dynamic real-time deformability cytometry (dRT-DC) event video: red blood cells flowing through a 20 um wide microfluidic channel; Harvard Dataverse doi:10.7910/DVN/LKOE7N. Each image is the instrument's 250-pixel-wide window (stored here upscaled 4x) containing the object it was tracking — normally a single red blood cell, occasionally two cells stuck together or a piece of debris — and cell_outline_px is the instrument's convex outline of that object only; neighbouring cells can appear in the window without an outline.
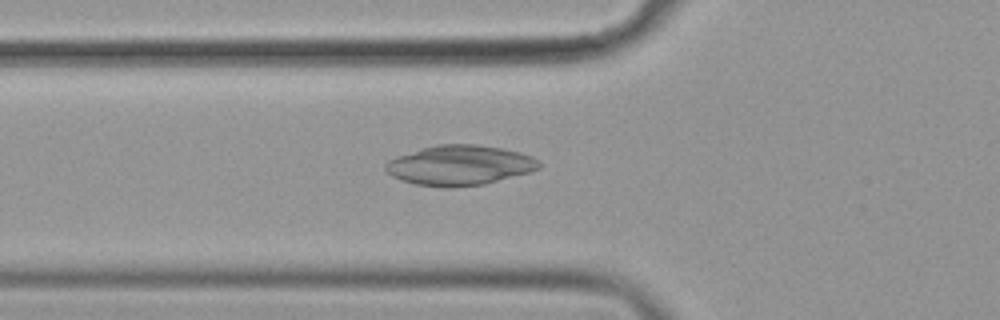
{"species": "common noctule bat (a hibernating species)", "species_latin": "Nyctalus noctula", "temperature_condition": "cold", "stored_images_in_passage": 48, "camera_frame_rate_fps": 3000, "um_per_image_px": 0.085, "animal": {"sex": "female", "body_mass_g": 19.9}, "frame": {"image": 1, "passage_image": 12, "time_ms": 3.667, "image_size_px": [1000, 320], "cell_outline_px": [[540, 168], [528, 172], [484, 184], [448, 188], [444, 188], [416, 184], [400, 180], [392, 176], [384, 168], [384, 164], [388, 160], [396, 156], [436, 144], [476, 144], [500, 148], [520, 152], [532, 156], [540, 160]], "centroid_in_image_um": [39.05, 14.05], "position_along_channel_um": 86.8, "area_um2": 35.78}}
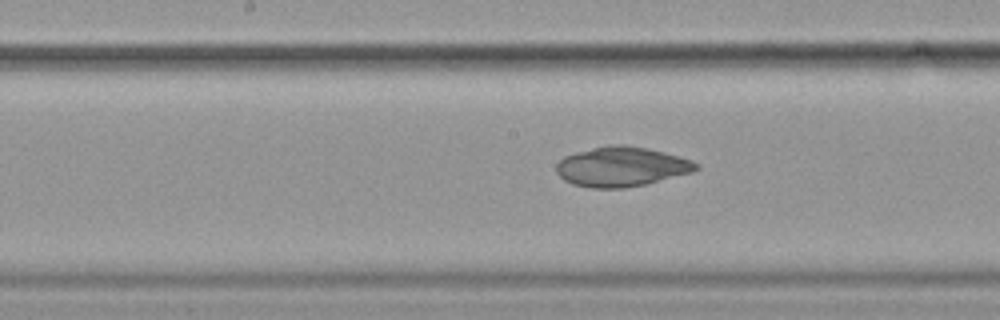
{"frame": {"image": 2, "passage_image": 21, "time_ms": 6.667, "image_size_px": [1000, 320], "cell_outline_px": [[700, 168], [692, 172], [644, 184], [624, 188], [588, 188], [572, 184], [564, 180], [556, 172], [556, 164], [564, 156], [576, 152], [592, 148], [612, 144], [624, 144], [648, 148], [664, 152], [692, 160], [700, 164]], "centroid_in_image_um": [52.81, 14.16], "position_along_channel_um": 195.4, "area_um2": 32.43}}
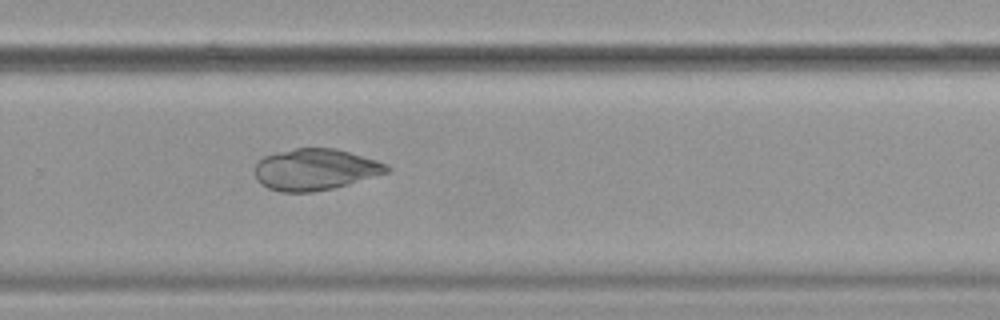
{"frame": {"image": 3, "passage_image": 30, "time_ms": 9.667, "image_size_px": [1000, 320], "cell_outline_px": [[392, 168], [388, 172], [348, 184], [332, 188], [312, 192], [280, 192], [268, 188], [260, 184], [256, 180], [256, 164], [264, 156], [276, 152], [296, 148], [336, 148], [376, 160], [388, 164]], "centroid_in_image_um": [26.79, 14.4], "position_along_channel_um": 303.0, "area_um2": 31.79}}